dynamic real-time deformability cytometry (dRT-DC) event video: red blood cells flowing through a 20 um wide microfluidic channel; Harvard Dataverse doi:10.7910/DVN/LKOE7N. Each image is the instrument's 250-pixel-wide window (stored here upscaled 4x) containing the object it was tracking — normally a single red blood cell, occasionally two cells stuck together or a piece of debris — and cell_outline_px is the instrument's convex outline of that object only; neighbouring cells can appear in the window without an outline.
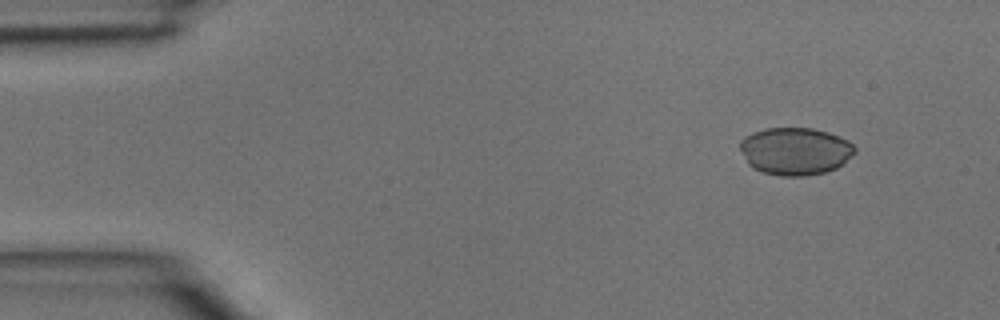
{"species": "common noctule bat (a hibernating species)", "species_latin": "Nyctalus noctula", "temperature_condition": "room temperature", "stored_images_in_passage": 4, "camera_frame_rate_fps": 3000, "um_per_image_px": 0.085, "animal": {"sex": "male", "body_mass_g": 15.6}, "frame": {"image": 1, "passage_image": 4, "time_ms": 1.0, "image_size_px": [1000, 320], "cell_outline_px": [[856, 152], [836, 168], [824, 172], [804, 176], [780, 176], [764, 172], [752, 168], [748, 164], [740, 148], [740, 140], [744, 136], [752, 132], [764, 128], [812, 128], [828, 132], [848, 140], [856, 148]], "centroid_in_image_um": [67.57, 12.84], "position_along_channel_um": 17.4, "area_um2": 31.79}}